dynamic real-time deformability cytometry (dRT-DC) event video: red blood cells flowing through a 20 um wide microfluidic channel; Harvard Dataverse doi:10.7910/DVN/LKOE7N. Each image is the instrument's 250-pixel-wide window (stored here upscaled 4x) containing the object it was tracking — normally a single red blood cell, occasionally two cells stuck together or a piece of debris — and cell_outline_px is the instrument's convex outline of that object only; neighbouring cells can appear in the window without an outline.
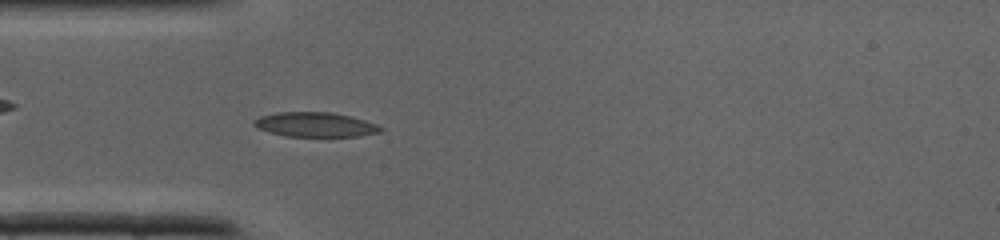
{"species": "common noctule bat (a hibernating species)", "species_latin": "Nyctalus noctula", "temperature_condition": "cold", "stored_images_in_passage": 30, "camera_frame_rate_fps": 3000, "um_per_image_px": 0.085, "animal": {"sex": "male", "body_mass_g": 19.0, "forearm_length_mm": 50.8}, "frame": {"image": 1, "passage_image": 3, "time_ms": 0.667, "image_size_px": [1000, 240], "cell_outline_px": [[384, 128], [380, 132], [360, 136], [284, 136], [268, 132], [256, 128], [252, 124], [252, 120], [260, 116], [276, 112], [332, 112], [364, 120], [376, 124]], "centroid_in_image_um": [26.73, 10.59], "position_along_channel_um": 58.3, "area_um2": 18.21}}
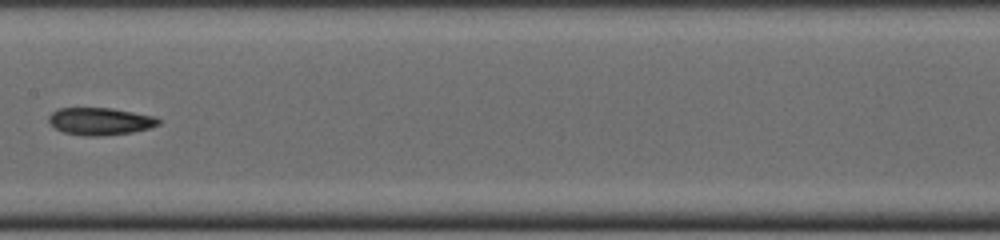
{"frame": {"image": 2, "passage_image": 11, "time_ms": 3.333, "image_size_px": [1000, 240], "cell_outline_px": [[160, 124], [148, 128], [132, 132], [100, 136], [84, 136], [64, 132], [56, 128], [48, 120], [48, 116], [52, 112], [60, 108], [108, 108], [156, 116], [160, 120]], "centroid_in_image_um": [8.51, 10.31], "position_along_channel_um": 198.9, "area_um2": 17.34}}
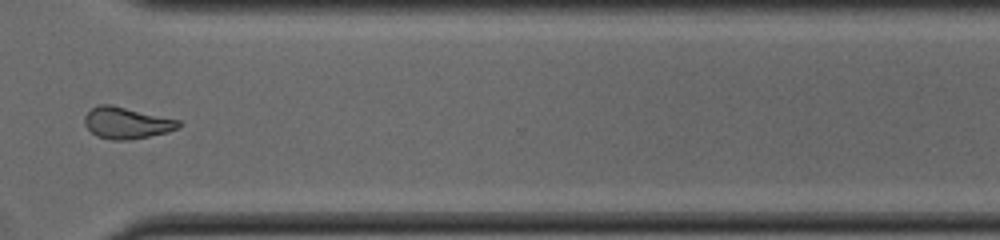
{"frame": {"image": 3, "passage_image": 20, "time_ms": 6.333, "image_size_px": [1000, 240], "cell_outline_px": [[180, 128], [168, 132], [128, 140], [112, 140], [96, 136], [84, 124], [84, 116], [92, 108], [100, 104], [112, 104], [180, 120]], "centroid_in_image_um": [10.76, 10.44], "position_along_channel_um": 359.8, "area_um2": 17.34}}